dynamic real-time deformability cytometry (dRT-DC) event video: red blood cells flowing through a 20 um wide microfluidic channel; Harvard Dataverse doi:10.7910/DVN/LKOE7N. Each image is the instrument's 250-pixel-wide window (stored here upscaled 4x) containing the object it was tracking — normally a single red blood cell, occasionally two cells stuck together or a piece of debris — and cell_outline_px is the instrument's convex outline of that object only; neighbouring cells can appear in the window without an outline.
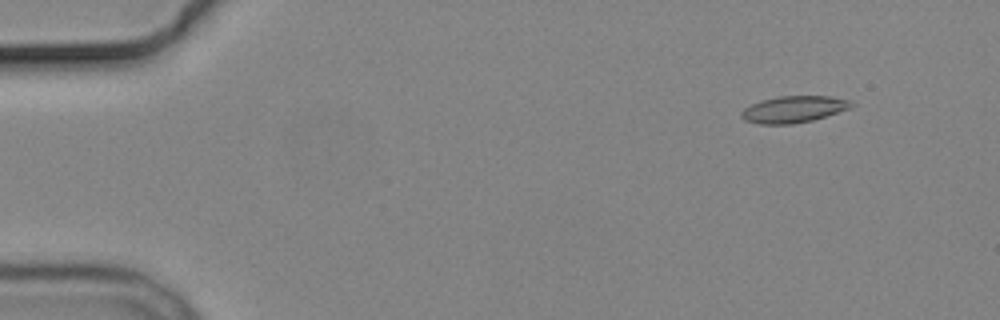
{"species": "common noctule bat (a hibernating species)", "species_latin": "Nyctalus noctula", "temperature_condition": "cold", "stored_images_in_passage": 7, "camera_frame_rate_fps": 3000, "um_per_image_px": 0.085, "animal": {"sex": "male", "body_mass_g": 19.2, "forearm_length_mm": 51.8}, "frame": {"image": 1, "passage_image": 2, "time_ms": 1.0, "image_size_px": [1000, 320], "cell_outline_px": [[856, 104], [852, 108], [812, 120], [792, 124], [760, 124], [744, 120], [740, 116], [740, 112], [744, 108], [760, 100], [780, 96], [832, 96], [848, 100]], "centroid_in_image_um": [67.46, 9.28], "position_along_channel_um": 17.5, "area_um2": 17.17}}
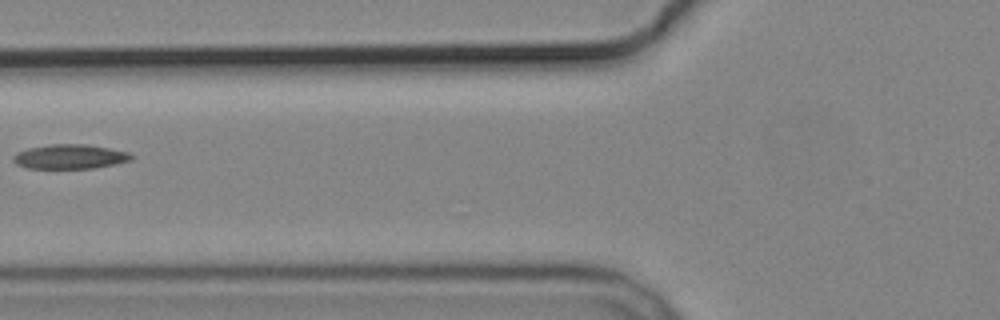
{"frame": {"image": 2, "passage_image": 6, "time_ms": 6.667, "image_size_px": [1000, 320], "cell_outline_px": [[132, 160], [116, 164], [92, 168], [28, 168], [16, 164], [12, 160], [12, 156], [16, 152], [28, 148], [48, 144], [88, 144], [128, 152], [132, 156]], "centroid_in_image_um": [5.91, 13.31], "position_along_channel_um": 119.9, "area_um2": 16.88}}
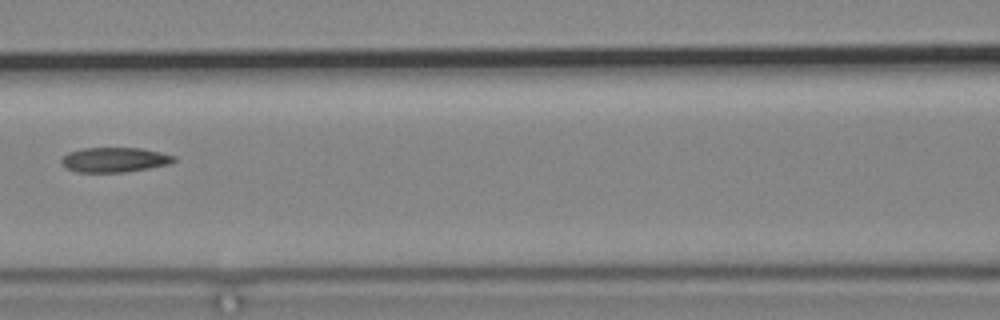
{"frame": {"image": 3, "passage_image": 7, "time_ms": 7.667, "image_size_px": [1000, 320], "cell_outline_px": [[176, 160], [168, 164], [148, 168], [124, 172], [76, 172], [64, 168], [60, 164], [60, 160], [68, 152], [84, 148], [140, 148], [160, 152], [176, 156]], "centroid_in_image_um": [9.69, 13.58], "position_along_channel_um": 156.9, "area_um2": 16.3}}